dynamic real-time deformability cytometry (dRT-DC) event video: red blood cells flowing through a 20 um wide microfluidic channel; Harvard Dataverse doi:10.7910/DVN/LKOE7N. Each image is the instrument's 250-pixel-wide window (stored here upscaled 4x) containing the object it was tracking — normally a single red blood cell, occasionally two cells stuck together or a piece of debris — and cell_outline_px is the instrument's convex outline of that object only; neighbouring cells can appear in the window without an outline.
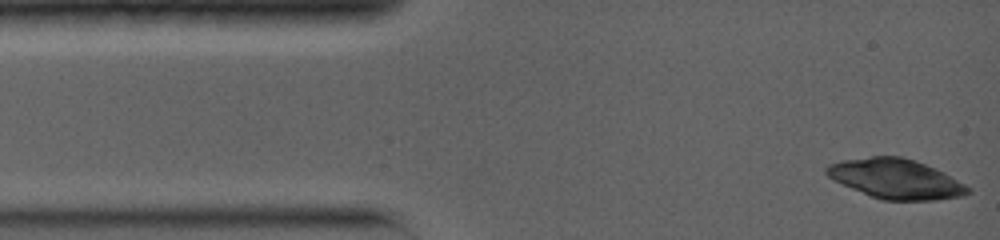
{"species": "common noctule bat (a hibernating species)", "species_latin": "Nyctalus noctula", "temperature_condition": "warm", "stored_images_in_passage": 2, "camera_frame_rate_fps": 5000, "um_per_image_px": 0.085, "animal": {"sex": "female", "body_mass_g": 19.0, "forearm_length_mm": 56.7}, "frame": {"image": 1, "passage_image": 1, "time_ms": 0.0, "image_size_px": [1000, 240], "cell_outline_px": [[972, 192], [964, 196], [936, 200], [880, 200], [832, 180], [824, 172], [824, 168], [828, 164], [840, 160], [872, 156], [900, 156], [916, 160], [936, 168], [944, 172], [972, 188]], "centroid_in_image_um": [76.15, 15.2], "position_along_channel_um": 8.9, "area_um2": 33.12}}